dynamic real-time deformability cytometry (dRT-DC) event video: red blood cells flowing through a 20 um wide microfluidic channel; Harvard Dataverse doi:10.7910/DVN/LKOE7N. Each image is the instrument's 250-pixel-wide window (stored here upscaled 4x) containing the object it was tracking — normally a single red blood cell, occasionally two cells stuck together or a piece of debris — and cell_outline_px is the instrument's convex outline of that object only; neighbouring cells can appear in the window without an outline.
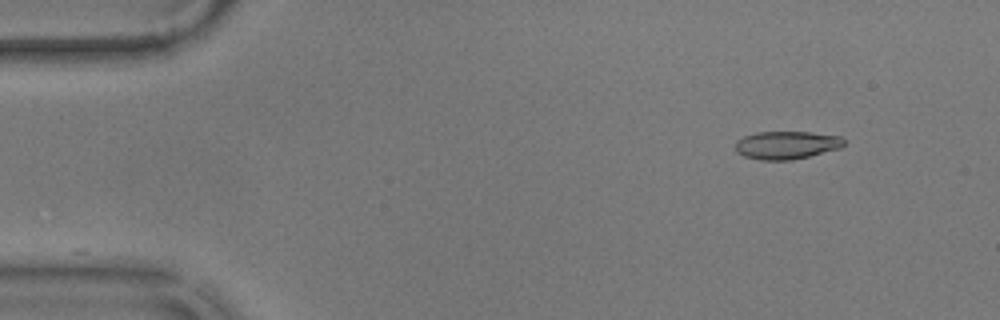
{"species": "common noctule bat (a hibernating species)", "species_latin": "Nyctalus noctula", "temperature_condition": "warm", "stored_images_in_passage": 20, "camera_frame_rate_fps": 3000, "um_per_image_px": 0.085, "animal": {"sex": "male", "body_mass_g": 17.9}, "frame": {"image": 1, "passage_image": 1, "time_ms": 0.0, "image_size_px": [1000, 320], "cell_outline_px": [[844, 144], [840, 148], [792, 160], [760, 160], [744, 156], [736, 152], [736, 140], [744, 136], [756, 132], [812, 132], [840, 136], [844, 140]], "centroid_in_image_um": [66.83, 12.33], "position_along_channel_um": 18.2, "area_um2": 17.69}}
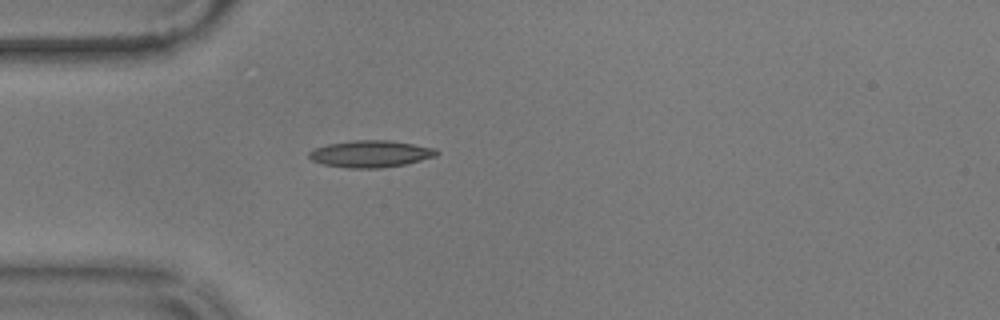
{"frame": {"image": 2, "passage_image": 11, "time_ms": 3.333, "image_size_px": [1000, 320], "cell_outline_px": [[440, 152], [436, 156], [404, 164], [380, 168], [348, 168], [324, 164], [312, 160], [308, 156], [308, 152], [316, 148], [328, 144], [352, 140], [388, 140], [436, 148]], "centroid_in_image_um": [31.5, 13.07], "position_along_channel_um": 53.5, "area_um2": 19.83}}
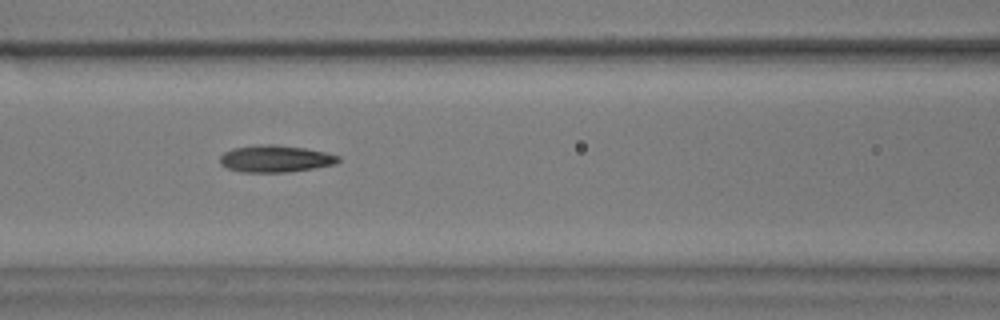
{"frame": {"image": 3, "passage_image": 19, "time_ms": 6.0, "image_size_px": [1000, 320], "cell_outline_px": [[340, 160], [336, 164], [288, 172], [240, 172], [228, 168], [220, 164], [220, 156], [224, 152], [232, 148], [260, 144], [276, 144], [304, 148], [324, 152], [340, 156]], "centroid_in_image_um": [23.39, 13.49], "position_along_channel_um": 143.2, "area_um2": 18.61}}